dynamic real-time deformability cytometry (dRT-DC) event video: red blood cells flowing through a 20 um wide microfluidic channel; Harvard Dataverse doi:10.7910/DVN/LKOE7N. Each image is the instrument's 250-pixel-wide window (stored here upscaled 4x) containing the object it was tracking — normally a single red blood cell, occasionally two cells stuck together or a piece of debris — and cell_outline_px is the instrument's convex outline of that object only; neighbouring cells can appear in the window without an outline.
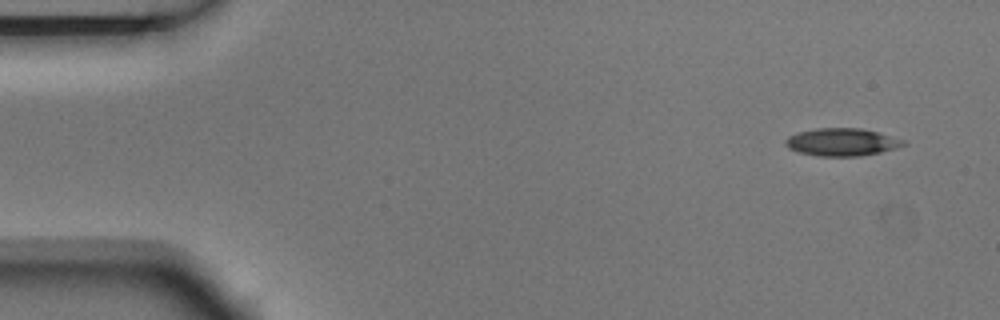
{"species": "Egyptian fruit bat (a non-hibernating species)", "species_latin": "Rousettus aegyptiacus", "temperature_condition": "room temperature", "stored_images_in_passage": 5, "camera_frame_rate_fps": 3000, "um_per_image_px": 0.085, "animal": {"sex": "male"}, "frame": {"image": 1, "passage_image": 1, "time_ms": 0.0, "image_size_px": [1000, 320], "cell_outline_px": [[908, 144], [896, 148], [880, 152], [860, 156], [820, 156], [800, 152], [788, 148], [784, 144], [784, 140], [788, 136], [796, 132], [816, 128], [860, 128], [876, 132], [904, 140]], "centroid_in_image_um": [71.52, 12.07], "position_along_channel_um": 13.5, "area_um2": 18.96}}
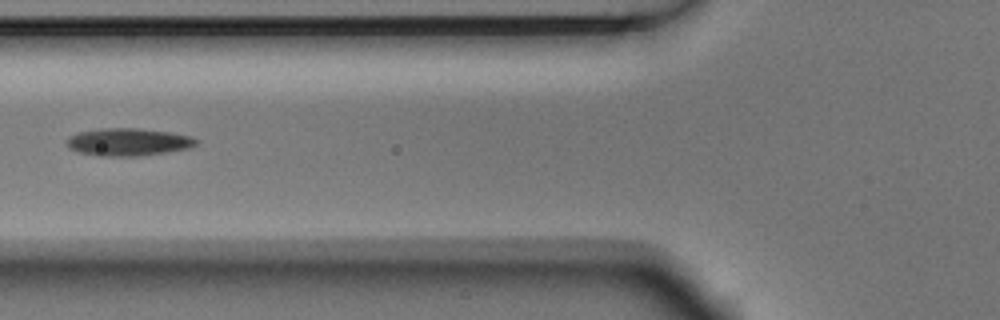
{"frame": {"image": 2, "passage_image": 5, "time_ms": 1.333, "image_size_px": [1000, 320], "cell_outline_px": [[200, 140], [196, 144], [188, 148], [140, 156], [96, 156], [76, 152], [68, 148], [64, 144], [68, 136], [80, 132], [104, 128], [136, 128], [168, 132], [192, 136]], "centroid_in_image_um": [10.84, 12.08], "position_along_channel_um": 115.0, "area_um2": 20.92}}